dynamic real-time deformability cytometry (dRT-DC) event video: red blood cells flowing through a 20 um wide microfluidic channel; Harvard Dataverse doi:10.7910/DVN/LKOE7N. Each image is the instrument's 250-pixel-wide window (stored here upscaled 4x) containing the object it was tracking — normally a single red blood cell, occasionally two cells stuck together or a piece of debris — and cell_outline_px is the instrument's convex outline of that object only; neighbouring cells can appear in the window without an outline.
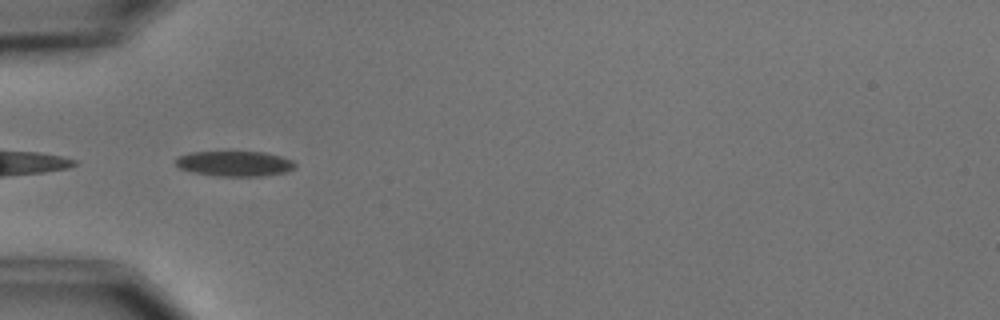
{"species": "common noctule bat (a hibernating species)", "species_latin": "Nyctalus noctula", "temperature_condition": "cold", "stored_images_in_passage": 6, "camera_frame_rate_fps": 3000, "um_per_image_px": 0.085, "animal": {"sex": "male", "body_mass_g": 15.6}, "frame": {"image": 1, "passage_image": 5, "time_ms": 4.667, "image_size_px": [1000, 320], "cell_outline_px": [[296, 168], [288, 172], [264, 176], [216, 176], [192, 172], [180, 168], [176, 164], [176, 160], [180, 156], [188, 152], [264, 152], [280, 156], [292, 160], [296, 164]], "centroid_in_image_um": [19.99, 13.91], "position_along_channel_um": 65.0, "area_um2": 17.63}}